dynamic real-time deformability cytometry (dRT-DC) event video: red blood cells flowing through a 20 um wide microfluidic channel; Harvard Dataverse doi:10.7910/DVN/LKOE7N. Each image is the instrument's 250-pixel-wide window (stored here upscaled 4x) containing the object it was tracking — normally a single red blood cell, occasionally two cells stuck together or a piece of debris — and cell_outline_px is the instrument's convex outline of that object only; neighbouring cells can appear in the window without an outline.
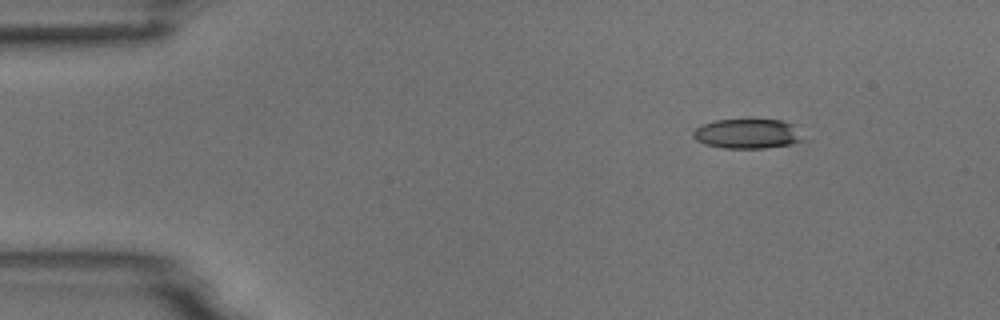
{"species": "common noctule bat (a hibernating species)", "species_latin": "Nyctalus noctula", "temperature_condition": "room temperature", "stored_images_in_passage": 5, "camera_frame_rate_fps": 3000, "um_per_image_px": 0.085, "animal": {"sex": "male", "body_mass_g": 18.8}, "frame": {"image": 1, "passage_image": 1, "time_ms": 0.0, "image_size_px": [1000, 320], "cell_outline_px": [[808, 140], [792, 144], [764, 148], [724, 148], [704, 144], [696, 140], [692, 136], [692, 132], [696, 128], [704, 124], [716, 120], [780, 120], [792, 124]], "centroid_in_image_um": [63.57, 11.38], "position_along_channel_um": 21.4, "area_um2": 19.07}}
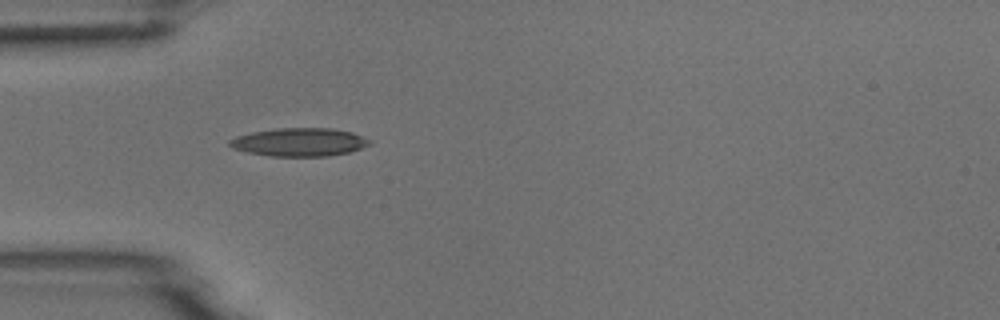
{"frame": {"image": 2, "passage_image": 3, "time_ms": 3.0, "image_size_px": [1000, 320], "cell_outline_px": [[372, 144], [348, 152], [328, 156], [272, 156], [248, 152], [232, 148], [228, 144], [228, 140], [236, 136], [252, 132], [276, 128], [332, 128], [352, 132], [364, 136], [372, 140]], "centroid_in_image_um": [25.46, 12.07], "position_along_channel_um": 59.5, "area_um2": 23.12}}